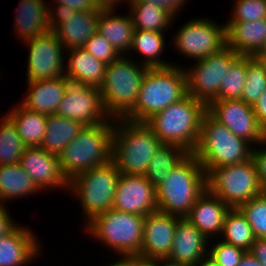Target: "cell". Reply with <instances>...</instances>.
<instances>
[{"label":"cell","mask_w":266,"mask_h":266,"mask_svg":"<svg viewBox=\"0 0 266 266\" xmlns=\"http://www.w3.org/2000/svg\"><path fill=\"white\" fill-rule=\"evenodd\" d=\"M206 111L207 106L203 102L187 94L180 101L153 114L145 123L163 144L176 145L193 153Z\"/></svg>","instance_id":"obj_1"},{"label":"cell","mask_w":266,"mask_h":266,"mask_svg":"<svg viewBox=\"0 0 266 266\" xmlns=\"http://www.w3.org/2000/svg\"><path fill=\"white\" fill-rule=\"evenodd\" d=\"M184 66L149 68L145 73L135 106L123 117L145 122L153 114L180 101L187 95V76Z\"/></svg>","instance_id":"obj_2"},{"label":"cell","mask_w":266,"mask_h":266,"mask_svg":"<svg viewBox=\"0 0 266 266\" xmlns=\"http://www.w3.org/2000/svg\"><path fill=\"white\" fill-rule=\"evenodd\" d=\"M155 189L158 210L185 218L207 189L205 170L196 156L189 153Z\"/></svg>","instance_id":"obj_3"},{"label":"cell","mask_w":266,"mask_h":266,"mask_svg":"<svg viewBox=\"0 0 266 266\" xmlns=\"http://www.w3.org/2000/svg\"><path fill=\"white\" fill-rule=\"evenodd\" d=\"M163 143L145 122L115 119L112 161L124 175L145 176Z\"/></svg>","instance_id":"obj_4"},{"label":"cell","mask_w":266,"mask_h":266,"mask_svg":"<svg viewBox=\"0 0 266 266\" xmlns=\"http://www.w3.org/2000/svg\"><path fill=\"white\" fill-rule=\"evenodd\" d=\"M115 119L84 127L59 155L60 168L70 181L74 176L112 161Z\"/></svg>","instance_id":"obj_5"},{"label":"cell","mask_w":266,"mask_h":266,"mask_svg":"<svg viewBox=\"0 0 266 266\" xmlns=\"http://www.w3.org/2000/svg\"><path fill=\"white\" fill-rule=\"evenodd\" d=\"M252 148L248 141L234 135L208 111L203 114L199 141L193 154L206 175L214 168L249 160Z\"/></svg>","instance_id":"obj_6"},{"label":"cell","mask_w":266,"mask_h":266,"mask_svg":"<svg viewBox=\"0 0 266 266\" xmlns=\"http://www.w3.org/2000/svg\"><path fill=\"white\" fill-rule=\"evenodd\" d=\"M138 61L131 59L130 55H121L106 64L100 93L104 109L110 118H123L137 102L143 77L149 69L138 64Z\"/></svg>","instance_id":"obj_7"},{"label":"cell","mask_w":266,"mask_h":266,"mask_svg":"<svg viewBox=\"0 0 266 266\" xmlns=\"http://www.w3.org/2000/svg\"><path fill=\"white\" fill-rule=\"evenodd\" d=\"M143 229L144 216L113 208L95 216L84 228L87 235L98 240L96 242L122 257L139 256Z\"/></svg>","instance_id":"obj_8"},{"label":"cell","mask_w":266,"mask_h":266,"mask_svg":"<svg viewBox=\"0 0 266 266\" xmlns=\"http://www.w3.org/2000/svg\"><path fill=\"white\" fill-rule=\"evenodd\" d=\"M121 173L113 161L74 176L69 194L80 202L85 225L95 216L112 208Z\"/></svg>","instance_id":"obj_9"},{"label":"cell","mask_w":266,"mask_h":266,"mask_svg":"<svg viewBox=\"0 0 266 266\" xmlns=\"http://www.w3.org/2000/svg\"><path fill=\"white\" fill-rule=\"evenodd\" d=\"M206 183L207 189L230 208H239L263 192L252 157L242 163L212 169L206 175Z\"/></svg>","instance_id":"obj_10"},{"label":"cell","mask_w":266,"mask_h":266,"mask_svg":"<svg viewBox=\"0 0 266 266\" xmlns=\"http://www.w3.org/2000/svg\"><path fill=\"white\" fill-rule=\"evenodd\" d=\"M211 18H194L178 28L172 45L180 55L193 61L217 53L226 46V26Z\"/></svg>","instance_id":"obj_11"},{"label":"cell","mask_w":266,"mask_h":266,"mask_svg":"<svg viewBox=\"0 0 266 266\" xmlns=\"http://www.w3.org/2000/svg\"><path fill=\"white\" fill-rule=\"evenodd\" d=\"M238 56L226 45L217 53L195 61L191 68L185 66L187 94L208 106L218 96L221 81Z\"/></svg>","instance_id":"obj_12"},{"label":"cell","mask_w":266,"mask_h":266,"mask_svg":"<svg viewBox=\"0 0 266 266\" xmlns=\"http://www.w3.org/2000/svg\"><path fill=\"white\" fill-rule=\"evenodd\" d=\"M51 6L48 8L49 28L66 50L84 47L97 32L100 9L76 11L62 4Z\"/></svg>","instance_id":"obj_13"},{"label":"cell","mask_w":266,"mask_h":266,"mask_svg":"<svg viewBox=\"0 0 266 266\" xmlns=\"http://www.w3.org/2000/svg\"><path fill=\"white\" fill-rule=\"evenodd\" d=\"M23 43L29 48L26 82L65 76L67 50L52 30Z\"/></svg>","instance_id":"obj_14"},{"label":"cell","mask_w":266,"mask_h":266,"mask_svg":"<svg viewBox=\"0 0 266 266\" xmlns=\"http://www.w3.org/2000/svg\"><path fill=\"white\" fill-rule=\"evenodd\" d=\"M56 114L82 125L95 126L110 119L106 113L99 88L69 80Z\"/></svg>","instance_id":"obj_15"},{"label":"cell","mask_w":266,"mask_h":266,"mask_svg":"<svg viewBox=\"0 0 266 266\" xmlns=\"http://www.w3.org/2000/svg\"><path fill=\"white\" fill-rule=\"evenodd\" d=\"M207 111L234 135L253 147L266 141V132L258 124L253 107L241 99L213 100Z\"/></svg>","instance_id":"obj_16"},{"label":"cell","mask_w":266,"mask_h":266,"mask_svg":"<svg viewBox=\"0 0 266 266\" xmlns=\"http://www.w3.org/2000/svg\"><path fill=\"white\" fill-rule=\"evenodd\" d=\"M181 218L156 210L144 217L143 241L138 258L143 262L166 259Z\"/></svg>","instance_id":"obj_17"},{"label":"cell","mask_w":266,"mask_h":266,"mask_svg":"<svg viewBox=\"0 0 266 266\" xmlns=\"http://www.w3.org/2000/svg\"><path fill=\"white\" fill-rule=\"evenodd\" d=\"M112 208L145 217L158 210L156 189L145 176L121 174Z\"/></svg>","instance_id":"obj_18"},{"label":"cell","mask_w":266,"mask_h":266,"mask_svg":"<svg viewBox=\"0 0 266 266\" xmlns=\"http://www.w3.org/2000/svg\"><path fill=\"white\" fill-rule=\"evenodd\" d=\"M19 165L42 192L55 189L69 192V181L61 171L59 156L48 153L41 147H27L20 157Z\"/></svg>","instance_id":"obj_19"},{"label":"cell","mask_w":266,"mask_h":266,"mask_svg":"<svg viewBox=\"0 0 266 266\" xmlns=\"http://www.w3.org/2000/svg\"><path fill=\"white\" fill-rule=\"evenodd\" d=\"M41 241L31 228L18 224L0 237V266H26L41 254Z\"/></svg>","instance_id":"obj_20"},{"label":"cell","mask_w":266,"mask_h":266,"mask_svg":"<svg viewBox=\"0 0 266 266\" xmlns=\"http://www.w3.org/2000/svg\"><path fill=\"white\" fill-rule=\"evenodd\" d=\"M209 240L186 218L176 225L171 251L166 260L195 266L208 256Z\"/></svg>","instance_id":"obj_21"},{"label":"cell","mask_w":266,"mask_h":266,"mask_svg":"<svg viewBox=\"0 0 266 266\" xmlns=\"http://www.w3.org/2000/svg\"><path fill=\"white\" fill-rule=\"evenodd\" d=\"M229 209L226 203L206 189L185 218L211 241V238H220Z\"/></svg>","instance_id":"obj_22"},{"label":"cell","mask_w":266,"mask_h":266,"mask_svg":"<svg viewBox=\"0 0 266 266\" xmlns=\"http://www.w3.org/2000/svg\"><path fill=\"white\" fill-rule=\"evenodd\" d=\"M25 98L19 103L29 111L46 116L56 114L65 93L67 77L27 82Z\"/></svg>","instance_id":"obj_23"},{"label":"cell","mask_w":266,"mask_h":266,"mask_svg":"<svg viewBox=\"0 0 266 266\" xmlns=\"http://www.w3.org/2000/svg\"><path fill=\"white\" fill-rule=\"evenodd\" d=\"M226 45L239 55L255 56L266 41V18L226 21Z\"/></svg>","instance_id":"obj_24"},{"label":"cell","mask_w":266,"mask_h":266,"mask_svg":"<svg viewBox=\"0 0 266 266\" xmlns=\"http://www.w3.org/2000/svg\"><path fill=\"white\" fill-rule=\"evenodd\" d=\"M14 20L17 40L23 42L50 31L48 5L45 0H20Z\"/></svg>","instance_id":"obj_25"},{"label":"cell","mask_w":266,"mask_h":266,"mask_svg":"<svg viewBox=\"0 0 266 266\" xmlns=\"http://www.w3.org/2000/svg\"><path fill=\"white\" fill-rule=\"evenodd\" d=\"M68 54V55H67ZM65 76L72 81L83 83L90 87L101 88L106 64L95 58L91 53L82 48L66 51Z\"/></svg>","instance_id":"obj_26"},{"label":"cell","mask_w":266,"mask_h":266,"mask_svg":"<svg viewBox=\"0 0 266 266\" xmlns=\"http://www.w3.org/2000/svg\"><path fill=\"white\" fill-rule=\"evenodd\" d=\"M117 9H100L97 32L120 55H129L133 44L134 25L130 14H118ZM127 52V53H126Z\"/></svg>","instance_id":"obj_27"},{"label":"cell","mask_w":266,"mask_h":266,"mask_svg":"<svg viewBox=\"0 0 266 266\" xmlns=\"http://www.w3.org/2000/svg\"><path fill=\"white\" fill-rule=\"evenodd\" d=\"M41 192L19 163L0 165V205Z\"/></svg>","instance_id":"obj_28"},{"label":"cell","mask_w":266,"mask_h":266,"mask_svg":"<svg viewBox=\"0 0 266 266\" xmlns=\"http://www.w3.org/2000/svg\"><path fill=\"white\" fill-rule=\"evenodd\" d=\"M84 127V125L58 114L48 115L46 132L40 147L48 153L59 156Z\"/></svg>","instance_id":"obj_29"},{"label":"cell","mask_w":266,"mask_h":266,"mask_svg":"<svg viewBox=\"0 0 266 266\" xmlns=\"http://www.w3.org/2000/svg\"><path fill=\"white\" fill-rule=\"evenodd\" d=\"M134 29L163 32L169 30L176 17L167 9L147 1H126ZM170 27V28H169Z\"/></svg>","instance_id":"obj_30"},{"label":"cell","mask_w":266,"mask_h":266,"mask_svg":"<svg viewBox=\"0 0 266 266\" xmlns=\"http://www.w3.org/2000/svg\"><path fill=\"white\" fill-rule=\"evenodd\" d=\"M6 115L13 121L26 147H40L46 132L47 116L29 111L19 102Z\"/></svg>","instance_id":"obj_31"},{"label":"cell","mask_w":266,"mask_h":266,"mask_svg":"<svg viewBox=\"0 0 266 266\" xmlns=\"http://www.w3.org/2000/svg\"><path fill=\"white\" fill-rule=\"evenodd\" d=\"M165 39L163 32L134 29L131 52L136 51L137 55L139 53L143 56L141 64L148 68H165L175 65V63L166 62L165 59H160L166 47Z\"/></svg>","instance_id":"obj_32"},{"label":"cell","mask_w":266,"mask_h":266,"mask_svg":"<svg viewBox=\"0 0 266 266\" xmlns=\"http://www.w3.org/2000/svg\"><path fill=\"white\" fill-rule=\"evenodd\" d=\"M188 154L182 147L163 144L150 160L145 177L156 188Z\"/></svg>","instance_id":"obj_33"},{"label":"cell","mask_w":266,"mask_h":266,"mask_svg":"<svg viewBox=\"0 0 266 266\" xmlns=\"http://www.w3.org/2000/svg\"><path fill=\"white\" fill-rule=\"evenodd\" d=\"M221 240L249 252L256 239L252 227L239 208H230L226 214Z\"/></svg>","instance_id":"obj_34"},{"label":"cell","mask_w":266,"mask_h":266,"mask_svg":"<svg viewBox=\"0 0 266 266\" xmlns=\"http://www.w3.org/2000/svg\"><path fill=\"white\" fill-rule=\"evenodd\" d=\"M26 148L13 121L3 114L0 117V165L19 163Z\"/></svg>","instance_id":"obj_35"},{"label":"cell","mask_w":266,"mask_h":266,"mask_svg":"<svg viewBox=\"0 0 266 266\" xmlns=\"http://www.w3.org/2000/svg\"><path fill=\"white\" fill-rule=\"evenodd\" d=\"M247 56L239 55L226 71L218 96L214 100L241 99L246 81Z\"/></svg>","instance_id":"obj_36"},{"label":"cell","mask_w":266,"mask_h":266,"mask_svg":"<svg viewBox=\"0 0 266 266\" xmlns=\"http://www.w3.org/2000/svg\"><path fill=\"white\" fill-rule=\"evenodd\" d=\"M266 89V72L254 56H247L246 81L241 100L253 106Z\"/></svg>","instance_id":"obj_37"},{"label":"cell","mask_w":266,"mask_h":266,"mask_svg":"<svg viewBox=\"0 0 266 266\" xmlns=\"http://www.w3.org/2000/svg\"><path fill=\"white\" fill-rule=\"evenodd\" d=\"M239 209L252 227L255 238H266V196L261 193Z\"/></svg>","instance_id":"obj_38"},{"label":"cell","mask_w":266,"mask_h":266,"mask_svg":"<svg viewBox=\"0 0 266 266\" xmlns=\"http://www.w3.org/2000/svg\"><path fill=\"white\" fill-rule=\"evenodd\" d=\"M211 240V242L209 241L208 257H210L217 266H238L246 251L228 244L221 239Z\"/></svg>","instance_id":"obj_39"},{"label":"cell","mask_w":266,"mask_h":266,"mask_svg":"<svg viewBox=\"0 0 266 266\" xmlns=\"http://www.w3.org/2000/svg\"><path fill=\"white\" fill-rule=\"evenodd\" d=\"M230 20L249 22L266 18V0H235Z\"/></svg>","instance_id":"obj_40"},{"label":"cell","mask_w":266,"mask_h":266,"mask_svg":"<svg viewBox=\"0 0 266 266\" xmlns=\"http://www.w3.org/2000/svg\"><path fill=\"white\" fill-rule=\"evenodd\" d=\"M83 48L105 64H109L121 56L115 50V48L98 32H95L86 41V44Z\"/></svg>","instance_id":"obj_41"},{"label":"cell","mask_w":266,"mask_h":266,"mask_svg":"<svg viewBox=\"0 0 266 266\" xmlns=\"http://www.w3.org/2000/svg\"><path fill=\"white\" fill-rule=\"evenodd\" d=\"M260 145V146H259ZM266 141L252 148V159L257 168L259 182L264 188L266 186ZM265 147V148H264Z\"/></svg>","instance_id":"obj_42"},{"label":"cell","mask_w":266,"mask_h":266,"mask_svg":"<svg viewBox=\"0 0 266 266\" xmlns=\"http://www.w3.org/2000/svg\"><path fill=\"white\" fill-rule=\"evenodd\" d=\"M127 1H147L156 4L159 7L167 9L176 17L179 16L178 13L181 12L186 2H188L189 0H127Z\"/></svg>","instance_id":"obj_43"},{"label":"cell","mask_w":266,"mask_h":266,"mask_svg":"<svg viewBox=\"0 0 266 266\" xmlns=\"http://www.w3.org/2000/svg\"><path fill=\"white\" fill-rule=\"evenodd\" d=\"M7 210L5 205H0V237L7 235L18 225Z\"/></svg>","instance_id":"obj_44"},{"label":"cell","mask_w":266,"mask_h":266,"mask_svg":"<svg viewBox=\"0 0 266 266\" xmlns=\"http://www.w3.org/2000/svg\"><path fill=\"white\" fill-rule=\"evenodd\" d=\"M252 107L258 124L266 132V89Z\"/></svg>","instance_id":"obj_45"},{"label":"cell","mask_w":266,"mask_h":266,"mask_svg":"<svg viewBox=\"0 0 266 266\" xmlns=\"http://www.w3.org/2000/svg\"><path fill=\"white\" fill-rule=\"evenodd\" d=\"M54 5L62 4L68 7H71L72 9L76 11H90L93 9H99L96 8L91 0H52Z\"/></svg>","instance_id":"obj_46"},{"label":"cell","mask_w":266,"mask_h":266,"mask_svg":"<svg viewBox=\"0 0 266 266\" xmlns=\"http://www.w3.org/2000/svg\"><path fill=\"white\" fill-rule=\"evenodd\" d=\"M249 252L263 265L266 266V238H256Z\"/></svg>","instance_id":"obj_47"},{"label":"cell","mask_w":266,"mask_h":266,"mask_svg":"<svg viewBox=\"0 0 266 266\" xmlns=\"http://www.w3.org/2000/svg\"><path fill=\"white\" fill-rule=\"evenodd\" d=\"M123 1V2H122ZM127 0H91V2L93 3V5L96 8L102 9V10H107V9H115V6H119V4L123 5V3Z\"/></svg>","instance_id":"obj_48"},{"label":"cell","mask_w":266,"mask_h":266,"mask_svg":"<svg viewBox=\"0 0 266 266\" xmlns=\"http://www.w3.org/2000/svg\"><path fill=\"white\" fill-rule=\"evenodd\" d=\"M118 260L112 261L107 266H136L141 260L138 257H122L119 256Z\"/></svg>","instance_id":"obj_49"},{"label":"cell","mask_w":266,"mask_h":266,"mask_svg":"<svg viewBox=\"0 0 266 266\" xmlns=\"http://www.w3.org/2000/svg\"><path fill=\"white\" fill-rule=\"evenodd\" d=\"M238 266H263L250 252H245Z\"/></svg>","instance_id":"obj_50"},{"label":"cell","mask_w":266,"mask_h":266,"mask_svg":"<svg viewBox=\"0 0 266 266\" xmlns=\"http://www.w3.org/2000/svg\"><path fill=\"white\" fill-rule=\"evenodd\" d=\"M152 263L155 266H188V265H185V264H179V263L170 262V261H168L166 259H158V260L152 261Z\"/></svg>","instance_id":"obj_51"},{"label":"cell","mask_w":266,"mask_h":266,"mask_svg":"<svg viewBox=\"0 0 266 266\" xmlns=\"http://www.w3.org/2000/svg\"><path fill=\"white\" fill-rule=\"evenodd\" d=\"M195 266H217L210 257H205L201 261H199Z\"/></svg>","instance_id":"obj_52"},{"label":"cell","mask_w":266,"mask_h":266,"mask_svg":"<svg viewBox=\"0 0 266 266\" xmlns=\"http://www.w3.org/2000/svg\"><path fill=\"white\" fill-rule=\"evenodd\" d=\"M254 57L263 66V69L266 72V54H256Z\"/></svg>","instance_id":"obj_53"},{"label":"cell","mask_w":266,"mask_h":266,"mask_svg":"<svg viewBox=\"0 0 266 266\" xmlns=\"http://www.w3.org/2000/svg\"><path fill=\"white\" fill-rule=\"evenodd\" d=\"M136 266H155L152 262L140 261Z\"/></svg>","instance_id":"obj_54"},{"label":"cell","mask_w":266,"mask_h":266,"mask_svg":"<svg viewBox=\"0 0 266 266\" xmlns=\"http://www.w3.org/2000/svg\"><path fill=\"white\" fill-rule=\"evenodd\" d=\"M257 54H266V41H265V43H264V45H263L261 51L258 52Z\"/></svg>","instance_id":"obj_55"},{"label":"cell","mask_w":266,"mask_h":266,"mask_svg":"<svg viewBox=\"0 0 266 266\" xmlns=\"http://www.w3.org/2000/svg\"><path fill=\"white\" fill-rule=\"evenodd\" d=\"M262 193L266 196V186L263 188V192Z\"/></svg>","instance_id":"obj_56"}]
</instances>
